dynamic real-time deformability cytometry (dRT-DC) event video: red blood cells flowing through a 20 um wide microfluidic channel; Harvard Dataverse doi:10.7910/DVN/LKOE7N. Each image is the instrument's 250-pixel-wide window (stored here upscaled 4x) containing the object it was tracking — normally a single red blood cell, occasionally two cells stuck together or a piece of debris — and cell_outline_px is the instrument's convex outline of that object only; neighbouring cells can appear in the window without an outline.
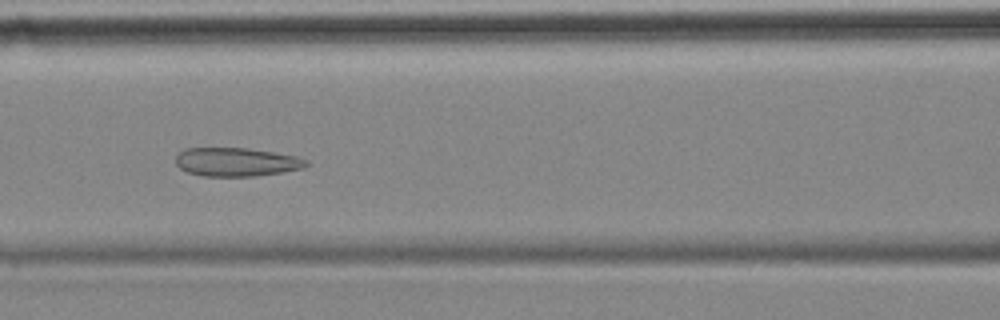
{"species": "common noctule bat (a hibernating species)", "species_latin": "Nyctalus noctula", "temperature_condition": "cold", "stored_images_in_passage": 43, "camera_frame_rate_fps": 3000, "um_per_image_px": 0.085, "animal": {"sex": "female", "body_mass_g": 18.4}, "frame": {"image": 1, "passage_image": 17, "time_ms": 5.333, "image_size_px": [1000, 320], "cell_outline_px": [[308, 164], [304, 168], [284, 172], [256, 176], [204, 176], [188, 172], [180, 168], [176, 164], [176, 156], [184, 148], [248, 148], [296, 156], [308, 160]], "centroid_in_image_um": [20.11, 13.77], "position_along_channel_um": 146.5, "area_um2": 21.79}}
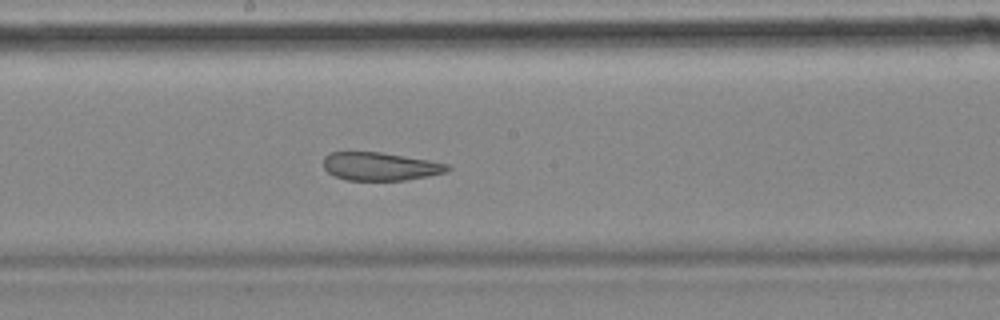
{"frame": {"image": 2, "passage_image": 23, "time_ms": 7.333, "image_size_px": [1000, 320], "cell_outline_px": [[452, 168], [444, 172], [428, 176], [404, 180], [348, 180], [336, 176], [328, 172], [324, 168], [324, 156], [332, 152], [380, 152], [428, 160], [448, 164]], "centroid_in_image_um": [32.31, 14.14], "position_along_channel_um": 215.9, "area_um2": 20.11}}
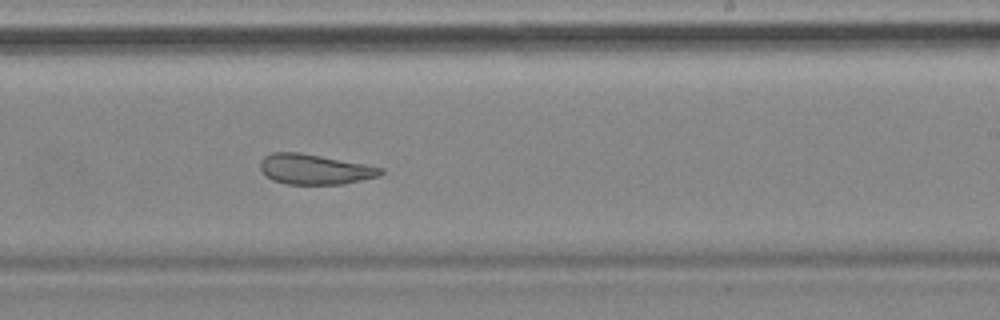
{"frame": {"image": 3, "passage_image": 27, "time_ms": 8.667, "image_size_px": [1000, 320], "cell_outline_px": [[384, 172], [380, 176], [344, 184], [288, 184], [272, 180], [260, 168], [260, 160], [264, 156], [272, 152], [300, 152], [364, 164], [384, 168]], "centroid_in_image_um": [26.76, 14.38], "position_along_channel_um": 262.2, "area_um2": 21.15}, "authors_computed_cell_mechanics": {"area_um2": 23.8136, "velocity_mm_per_s": 3.4855, "shape_relaxation_time_tau1_ms": null, "shape_relaxation_time_tau2_ms": 2.009, "deformation_change_tau1": null, "deformation_change_tau2": 0.0837}}